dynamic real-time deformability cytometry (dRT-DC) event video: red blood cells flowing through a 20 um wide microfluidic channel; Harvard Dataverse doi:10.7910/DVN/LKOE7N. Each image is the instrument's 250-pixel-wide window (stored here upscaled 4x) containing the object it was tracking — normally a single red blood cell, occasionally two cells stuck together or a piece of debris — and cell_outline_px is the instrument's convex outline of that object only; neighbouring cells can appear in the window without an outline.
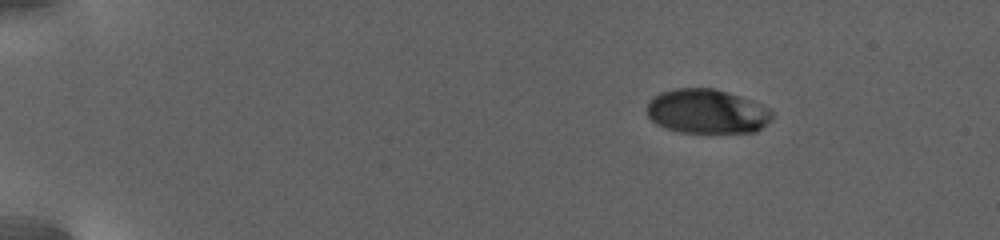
{"species": "human", "species_latin": "Homo sapiens", "temperature_condition": "warm", "stored_images_in_passage": 18, "camera_frame_rate_fps": 3000, "um_per_image_px": 0.085, "donor": {"sex": "female"}, "frame": {"image": 1, "passage_image": 1, "time_ms": 0.0, "image_size_px": [1000, 240], "cell_outline_px": [[772, 116], [756, 132], [680, 132], [664, 128], [656, 124], [648, 116], [648, 100], [652, 96], [660, 92], [672, 88], [712, 88], [728, 92], [752, 100], [772, 108]], "centroid_in_image_um": [60.06, 9.45], "position_along_channel_um": 24.9, "area_um2": 32.48}}